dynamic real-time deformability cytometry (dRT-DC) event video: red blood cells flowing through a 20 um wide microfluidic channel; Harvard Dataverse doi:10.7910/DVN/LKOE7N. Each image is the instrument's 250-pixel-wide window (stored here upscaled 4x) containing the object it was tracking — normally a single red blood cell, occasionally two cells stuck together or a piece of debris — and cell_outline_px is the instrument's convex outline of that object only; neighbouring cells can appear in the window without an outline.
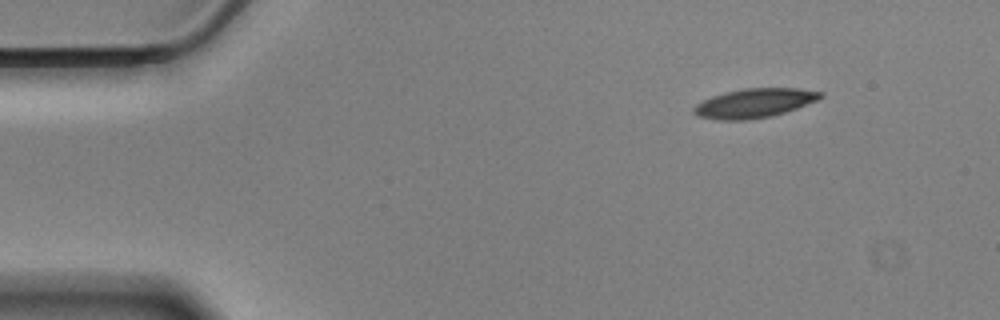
{"species": "Egyptian fruit bat (a non-hibernating species)", "species_latin": "Rousettus aegyptiacus", "temperature_condition": "cold", "stored_images_in_passage": 5, "camera_frame_rate_fps": 3000, "um_per_image_px": 0.085, "animal": {"sex": "male"}, "frame": {"image": 1, "passage_image": 1, "time_ms": 0.0, "image_size_px": [1000, 320], "cell_outline_px": [[824, 96], [816, 100], [796, 108], [772, 116], [744, 120], [720, 120], [696, 116], [692, 112], [692, 108], [696, 104], [712, 96], [744, 88], [800, 88], [824, 92]], "centroid_in_image_um": [64.11, 8.76], "position_along_channel_um": 20.9, "area_um2": 21.44}}